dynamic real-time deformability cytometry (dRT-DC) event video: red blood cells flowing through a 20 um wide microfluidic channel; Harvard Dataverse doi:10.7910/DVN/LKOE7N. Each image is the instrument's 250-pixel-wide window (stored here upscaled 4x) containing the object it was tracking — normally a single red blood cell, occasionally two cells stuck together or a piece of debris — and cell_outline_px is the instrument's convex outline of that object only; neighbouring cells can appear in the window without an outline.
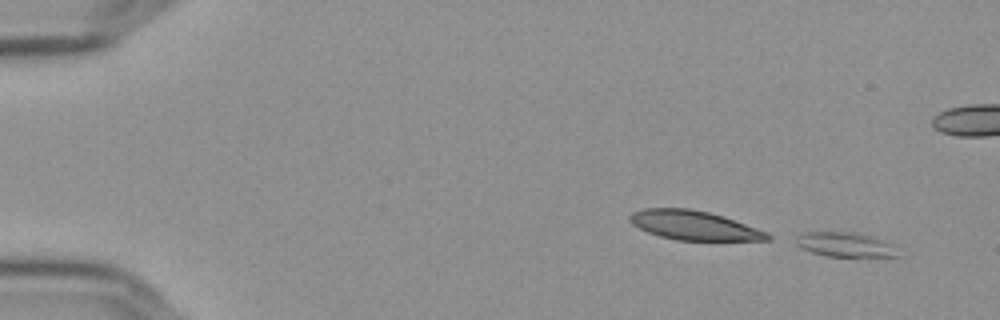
{"species": "Egyptian fruit bat (a non-hibernating species)", "species_latin": "Rousettus aegyptiacus", "temperature_condition": "cold", "stored_images_in_passage": 56, "camera_frame_rate_fps": 3000, "um_per_image_px": 0.085, "frame": {"image": 1, "passage_image": 1, "time_ms": 0.0, "image_size_px": [1000, 320], "cell_outline_px": [[900, 256], [824, 256], [800, 248], [796, 244], [796, 236], [804, 232], [856, 232], [880, 240], [888, 244]], "centroid_in_image_um": [71.7, 20.78], "position_along_channel_um": 13.3, "area_um2": 14.1}}
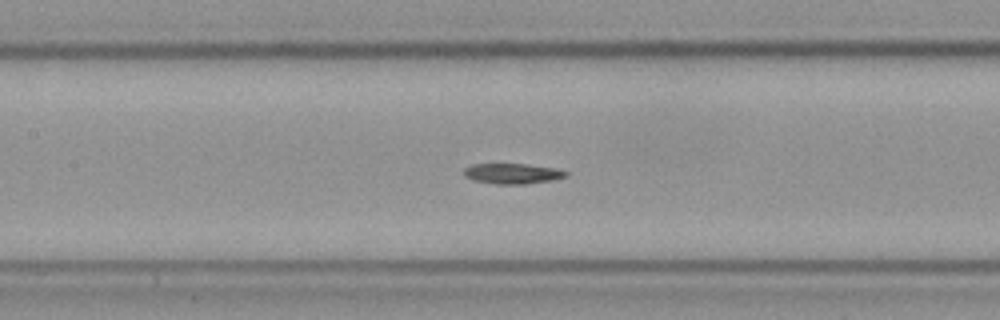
{"frame": {"image": 2, "passage_image": 25, "time_ms": 8.0, "image_size_px": [1000, 320], "cell_outline_px": [[568, 176], [552, 180], [524, 184], [496, 184], [472, 180], [464, 176], [464, 168], [472, 164], [524, 164], [556, 168], [568, 172]], "centroid_in_image_um": [43.55, 14.75], "position_along_channel_um": 163.9, "area_um2": 12.14}}
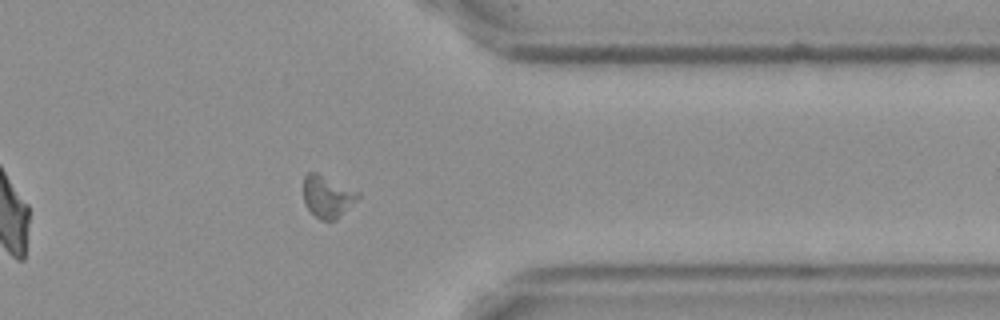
{"frame": {"image": 3, "passage_image": 44, "time_ms": 14.333, "image_size_px": [1000, 320], "cell_outline_px": [[360, 196], [336, 220], [320, 220], [304, 204], [304, 176], [308, 172], [316, 172], [360, 192]], "centroid_in_image_um": [27.82, 16.7], "position_along_channel_um": 383.6, "area_um2": 13.18}}